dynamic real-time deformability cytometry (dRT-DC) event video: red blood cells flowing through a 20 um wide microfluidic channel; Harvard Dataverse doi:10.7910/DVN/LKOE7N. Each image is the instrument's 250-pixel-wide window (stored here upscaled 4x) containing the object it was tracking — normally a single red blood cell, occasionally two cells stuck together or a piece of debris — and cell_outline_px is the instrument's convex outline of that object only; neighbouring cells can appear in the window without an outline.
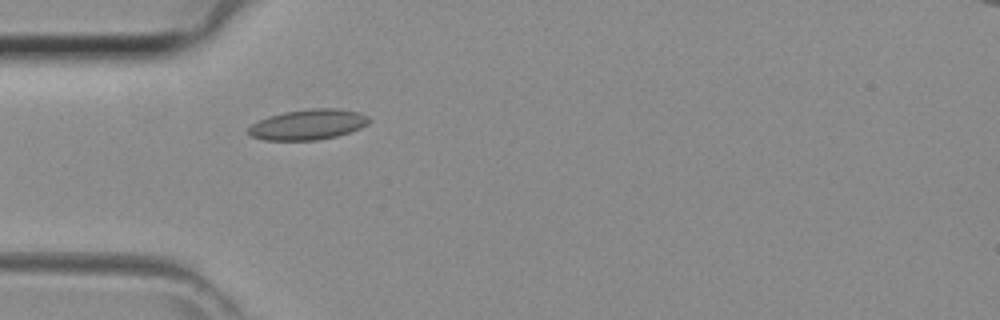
{"species": "common noctule bat (a hibernating species)", "species_latin": "Nyctalus noctula", "temperature_condition": "room temperature", "stored_images_in_passage": 24, "camera_frame_rate_fps": 3000, "um_per_image_px": 0.085, "animal": {"sex": "female", "body_mass_g": 29.2, "forearm_length_mm": 56.3}, "frame": {"image": 1, "passage_image": 1, "time_ms": 0.0, "image_size_px": [1000, 320], "cell_outline_px": [[372, 120], [368, 124], [360, 128], [336, 136], [316, 140], [264, 140], [252, 136], [248, 132], [248, 128], [252, 124], [268, 116], [284, 112], [312, 108], [336, 108], [360, 112], [368, 116]], "centroid_in_image_um": [26.21, 10.57], "position_along_channel_um": 58.8, "area_um2": 21.33}}
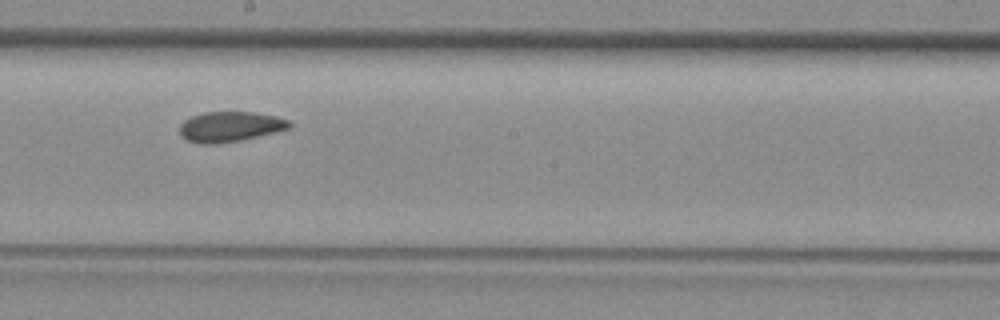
{"frame": {"image": 2, "passage_image": 12, "time_ms": 3.667, "image_size_px": [1000, 320], "cell_outline_px": [[292, 124], [288, 128], [276, 132], [240, 140], [216, 144], [200, 144], [188, 140], [180, 132], [180, 124], [184, 120], [192, 116], [204, 112], [252, 112], [276, 116], [288, 120]], "centroid_in_image_um": [19.55, 10.76], "position_along_channel_um": 228.6, "area_um2": 19.13}}
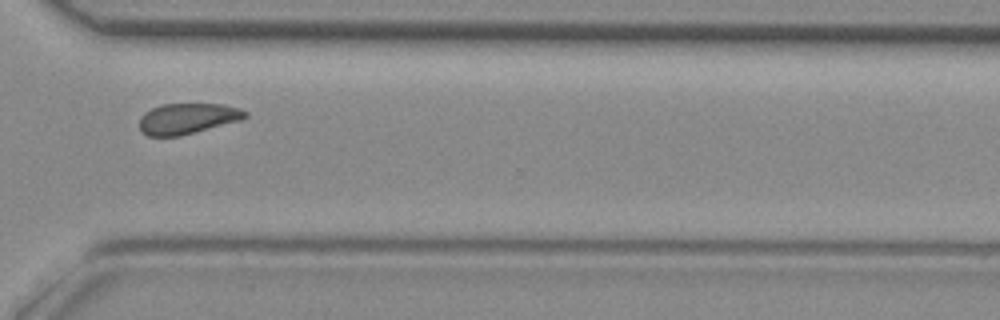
{"frame": {"image": 3, "passage_image": 20, "time_ms": 6.333, "image_size_px": [1000, 320], "cell_outline_px": [[248, 116], [240, 120], [180, 136], [148, 136], [140, 128], [140, 116], [144, 112], [152, 108], [164, 104], [224, 104], [240, 108], [248, 112]], "centroid_in_image_um": [15.95, 10.07], "position_along_channel_um": 354.6, "area_um2": 18.84}}